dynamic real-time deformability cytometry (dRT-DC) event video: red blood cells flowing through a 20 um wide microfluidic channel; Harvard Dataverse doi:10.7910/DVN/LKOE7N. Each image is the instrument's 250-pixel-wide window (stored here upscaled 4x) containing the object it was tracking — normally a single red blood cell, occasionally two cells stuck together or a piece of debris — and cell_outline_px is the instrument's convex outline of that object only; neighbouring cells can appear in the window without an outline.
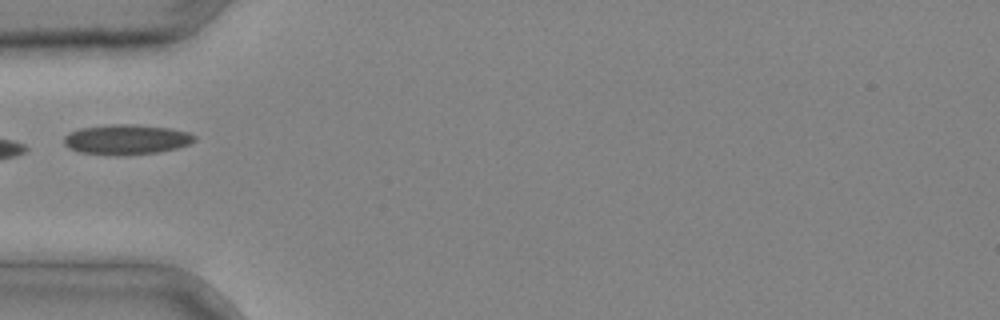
{"species": "common noctule bat (a hibernating species)", "species_latin": "Nyctalus noctula", "temperature_condition": "cold", "stored_images_in_passage": 3, "camera_frame_rate_fps": 3000, "um_per_image_px": 0.085, "animal": {"sex": "male", "body_mass_g": 20.4}, "frame": {"image": 1, "passage_image": 3, "time_ms": 0.667, "image_size_px": [1000, 320], "cell_outline_px": [[196, 140], [192, 144], [160, 152], [124, 156], [116, 156], [80, 152], [68, 148], [64, 144], [64, 136], [80, 128], [112, 124], [132, 124], [168, 128], [188, 132], [196, 136]], "centroid_in_image_um": [10.77, 11.87], "position_along_channel_um": 74.2, "area_um2": 23.06}}